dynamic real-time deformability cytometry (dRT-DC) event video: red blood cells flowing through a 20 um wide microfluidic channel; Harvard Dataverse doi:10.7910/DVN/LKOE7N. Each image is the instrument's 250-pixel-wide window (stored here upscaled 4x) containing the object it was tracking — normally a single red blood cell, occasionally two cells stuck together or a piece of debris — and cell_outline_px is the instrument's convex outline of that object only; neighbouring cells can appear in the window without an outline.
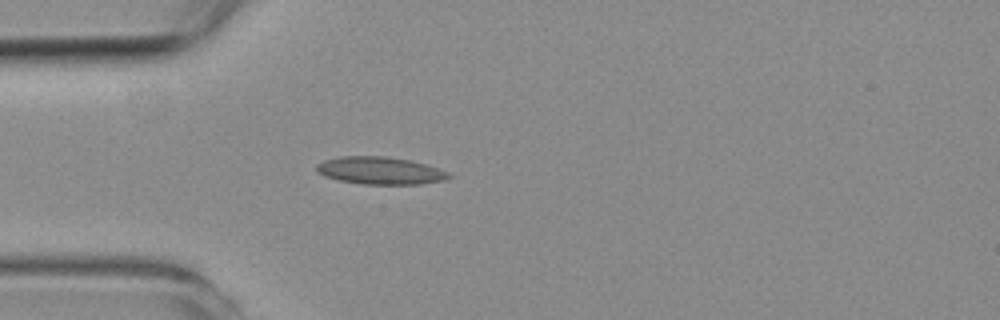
{"species": "common noctule bat (a hibernating species)", "species_latin": "Nyctalus noctula", "temperature_condition": "room temperature", "stored_images_in_passage": 40, "camera_frame_rate_fps": 3000, "um_per_image_px": 0.085, "animal": {"sex": "female", "body_mass_g": 19.3, "forearm_length_mm": 54.1}, "frame": {"image": 1, "passage_image": 1, "time_ms": 0.0, "image_size_px": [1000, 320], "cell_outline_px": [[452, 176], [444, 180], [420, 184], [364, 184], [340, 180], [324, 176], [316, 172], [316, 164], [324, 160], [340, 156], [384, 156], [408, 160], [428, 164], [440, 168], [448, 172]], "centroid_in_image_um": [32.31, 14.49], "position_along_channel_um": 52.7, "area_um2": 21.21}}
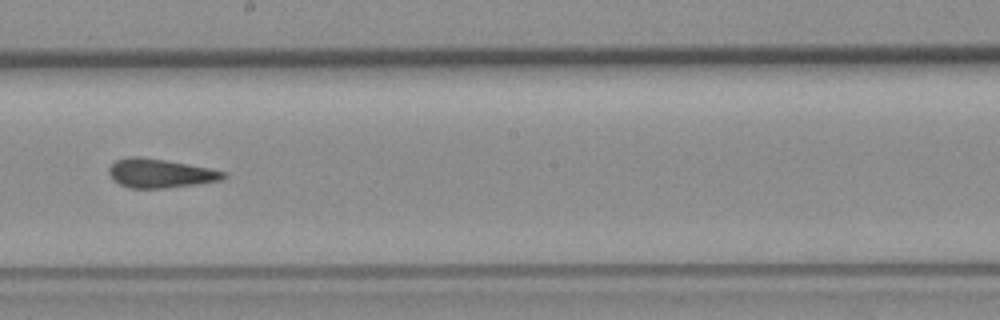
{"frame": {"image": 2, "passage_image": 16, "time_ms": 5.0, "image_size_px": [1000, 320], "cell_outline_px": [[228, 176], [224, 180], [196, 184], [164, 188], [128, 188], [112, 180], [108, 172], [108, 168], [116, 160], [128, 156], [140, 156], [164, 160], [208, 168], [228, 172]], "centroid_in_image_um": [13.61, 14.73], "position_along_channel_um": 234.6, "area_um2": 19.42}}
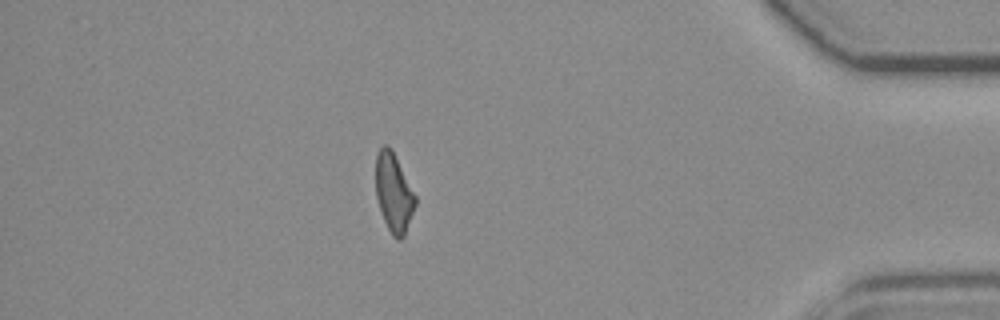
{"frame": {"image": 3, "passage_image": 33, "time_ms": 10.667, "image_size_px": [1000, 320], "cell_outline_px": [[416, 204], [404, 236], [400, 240], [396, 240], [392, 236], [380, 212], [376, 196], [376, 152], [384, 144], [388, 144], [392, 148], [416, 196]], "centroid_in_image_um": [33.46, 16.37], "position_along_channel_um": 401.7, "area_um2": 18.32}, "authors_computed_cell_mechanics": {"area_um2": 19.1318, "velocity_mm_per_s": 3.7788, "shape_relaxation_time_tau1_ms": null, "shape_relaxation_time_tau2_ms": 2.7232, "deformation_change_tau1": null, "deformation_change_tau2": 0.1102}}